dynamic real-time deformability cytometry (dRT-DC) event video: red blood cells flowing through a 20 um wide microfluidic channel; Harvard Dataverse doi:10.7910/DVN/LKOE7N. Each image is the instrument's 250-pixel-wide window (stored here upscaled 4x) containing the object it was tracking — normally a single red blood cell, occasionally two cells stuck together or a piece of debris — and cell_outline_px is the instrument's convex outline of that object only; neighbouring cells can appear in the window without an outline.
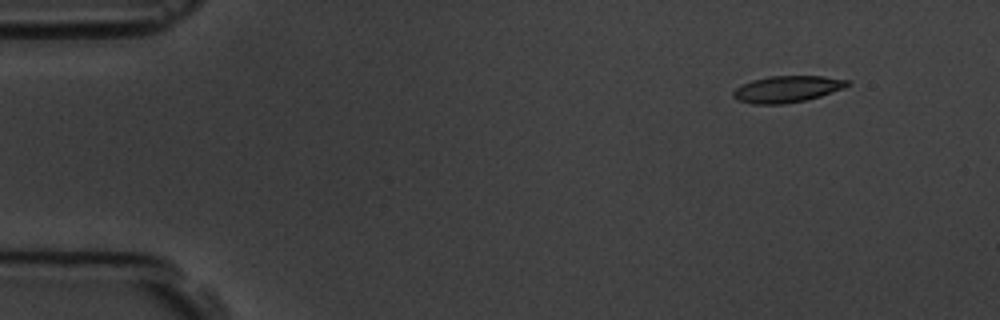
{"species": "common noctule bat (a hibernating species)", "species_latin": "Nyctalus noctula", "temperature_condition": "room temperature", "stored_images_in_passage": 4, "camera_frame_rate_fps": 3000, "um_per_image_px": 0.085, "animal": {"sex": "male", "body_mass_g": 19.5, "forearm_length_mm": 54.6}, "frame": {"image": 1, "passage_image": 1, "time_ms": 0.0, "image_size_px": [1000, 320], "cell_outline_px": [[852, 84], [844, 88], [820, 96], [804, 100], [784, 104], [752, 104], [736, 100], [732, 96], [732, 92], [736, 88], [752, 80], [768, 76], [824, 76], [848, 80]], "centroid_in_image_um": [66.9, 7.57], "position_along_channel_um": 18.1, "area_um2": 17.69}}
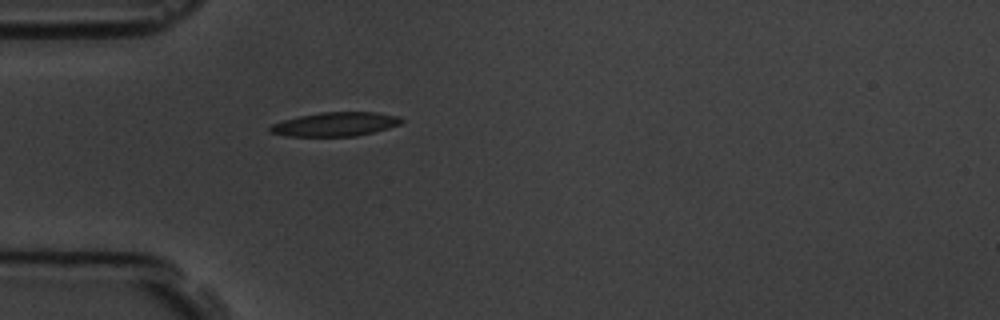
{"frame": {"image": 2, "passage_image": 4, "time_ms": 3.667, "image_size_px": [1000, 320], "cell_outline_px": [[404, 120], [400, 124], [388, 128], [356, 136], [288, 136], [268, 132], [268, 128], [272, 124], [284, 120], [300, 116], [320, 112], [376, 112], [400, 116]], "centroid_in_image_um": [28.51, 10.55], "position_along_channel_um": 56.5, "area_um2": 18.32}}